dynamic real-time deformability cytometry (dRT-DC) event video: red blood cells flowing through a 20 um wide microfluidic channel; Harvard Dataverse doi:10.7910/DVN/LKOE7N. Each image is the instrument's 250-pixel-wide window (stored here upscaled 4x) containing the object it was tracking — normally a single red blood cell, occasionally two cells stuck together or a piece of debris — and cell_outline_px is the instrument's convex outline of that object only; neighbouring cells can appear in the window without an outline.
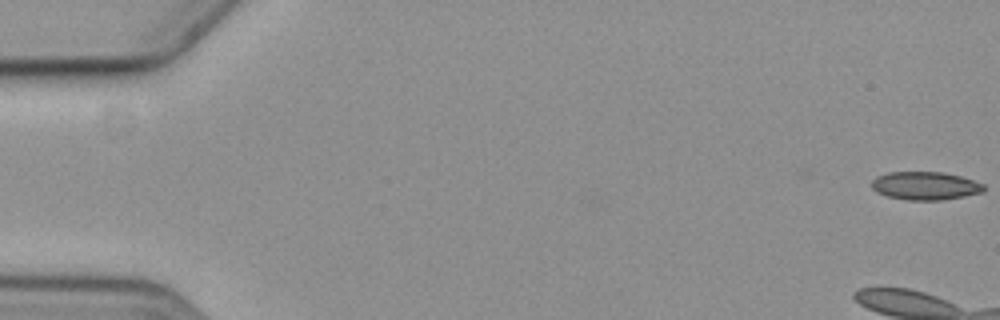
{"species": "common noctule bat (a hibernating species)", "species_latin": "Nyctalus noctula", "temperature_condition": "cold", "stored_images_in_passage": 11, "camera_frame_rate_fps": 3000, "um_per_image_px": 0.085, "animal": {"sex": "female", "body_mass_g": 19.3, "forearm_length_mm": 54.1}, "frame": {"image": 1, "passage_image": 1, "time_ms": 0.0, "image_size_px": [1000, 320], "cell_outline_px": [[984, 192], [964, 196], [940, 200], [908, 200], [888, 196], [876, 192], [872, 188], [872, 180], [876, 176], [888, 172], [944, 172], [960, 176], [984, 184]], "centroid_in_image_um": [78.63, 15.79], "position_along_channel_um": 6.4, "area_um2": 18.38}}
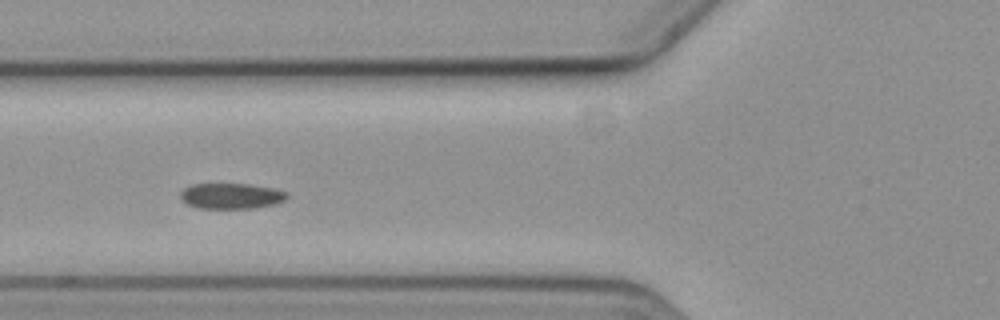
{"frame": {"image": 2, "passage_image": 8, "time_ms": 9.333, "image_size_px": [1000, 320], "cell_outline_px": [[288, 196], [284, 200], [276, 204], [252, 208], [196, 208], [180, 200], [180, 192], [184, 188], [192, 184], [248, 184], [276, 188], [288, 192]], "centroid_in_image_um": [19.65, 16.65], "position_along_channel_um": 106.1, "area_um2": 16.07}}
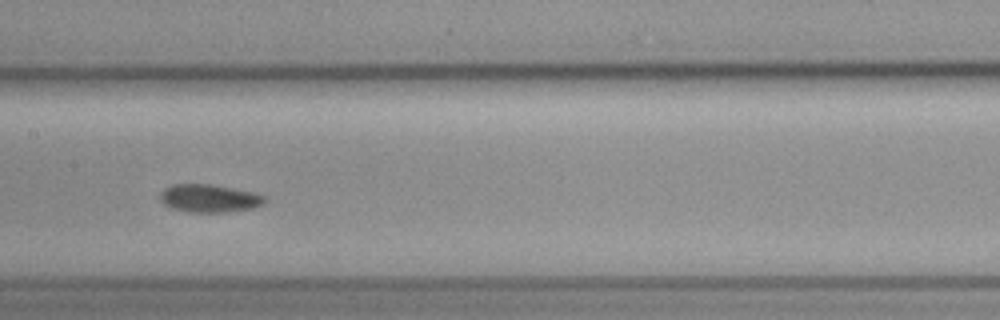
{"frame": {"image": 3, "passage_image": 10, "time_ms": 11.667, "image_size_px": [1000, 320], "cell_outline_px": [[268, 200], [264, 204], [252, 208], [228, 212], [188, 212], [172, 208], [164, 204], [160, 200], [160, 192], [164, 188], [172, 184], [212, 184], [256, 192], [264, 196]], "centroid_in_image_um": [17.81, 16.85], "position_along_channel_um": 189.6, "area_um2": 17.28}}